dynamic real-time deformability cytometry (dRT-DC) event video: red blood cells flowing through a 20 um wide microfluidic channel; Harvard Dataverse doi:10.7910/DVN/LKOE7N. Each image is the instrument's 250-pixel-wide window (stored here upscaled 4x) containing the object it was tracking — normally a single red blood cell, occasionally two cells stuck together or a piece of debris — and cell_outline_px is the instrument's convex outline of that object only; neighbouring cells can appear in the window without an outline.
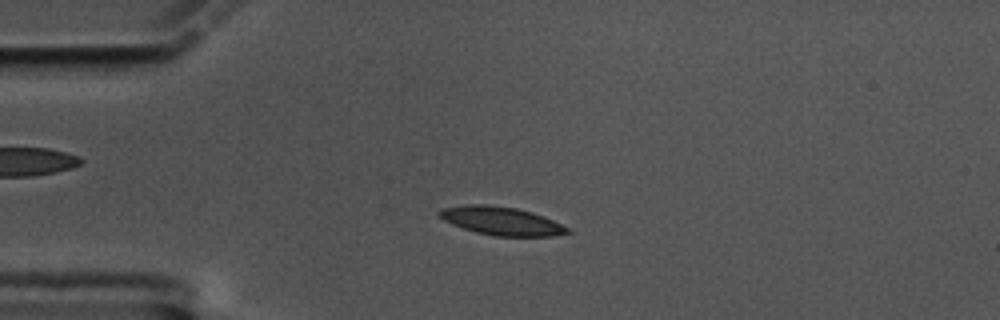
{"species": "common noctule bat (a hibernating species)", "species_latin": "Nyctalus noctula", "temperature_condition": "cold", "stored_images_in_passage": 59, "camera_frame_rate_fps": 3000, "um_per_image_px": 0.085, "animal": {"sex": "male", "body_mass_g": 17.5, "forearm_length_mm": 52.3}, "frame": {"image": 1, "passage_image": 14, "time_ms": 4.333, "image_size_px": [1000, 320], "cell_outline_px": [[572, 232], [552, 236], [496, 236], [476, 232], [452, 224], [436, 216], [436, 212], [440, 208], [464, 204], [484, 204], [516, 208], [532, 212], [552, 220], [568, 228]], "centroid_in_image_um": [42.54, 18.77], "position_along_channel_um": 42.5, "area_um2": 21.15}}
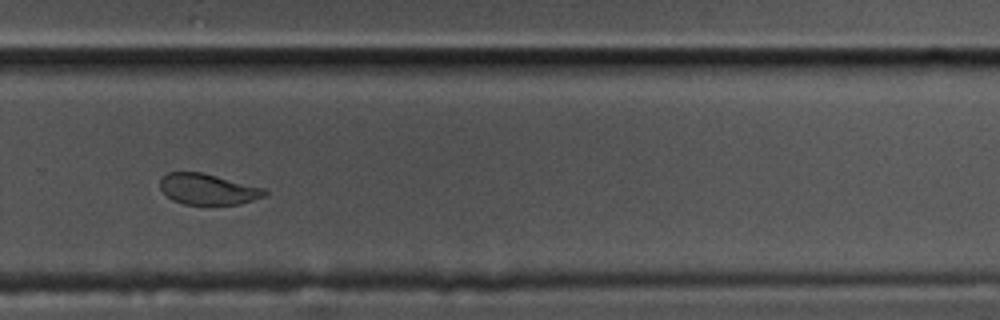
{"frame": {"image": 2, "passage_image": 40, "time_ms": 13.0, "image_size_px": [1000, 320], "cell_outline_px": [[268, 192], [264, 196], [240, 204], [184, 204], [172, 200], [160, 188], [160, 180], [168, 172], [200, 172], [264, 188]], "centroid_in_image_um": [17.66, 16.08], "position_along_channel_um": 312.1, "area_um2": 18.5}}
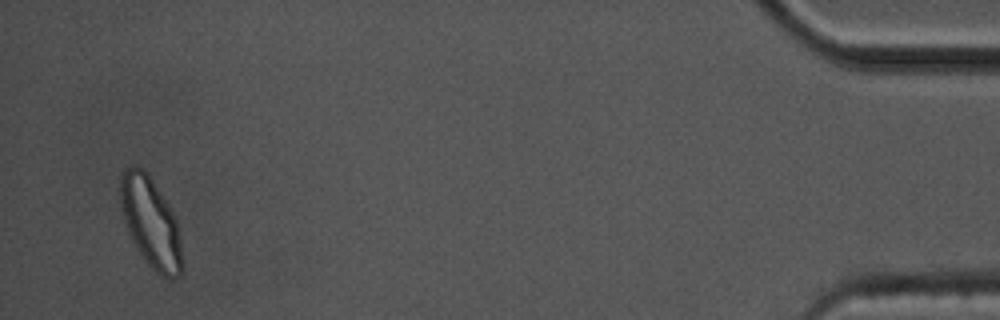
{"frame": {"image": 3, "passage_image": 57, "time_ms": 18.667, "image_size_px": [1000, 320], "cell_outline_px": [[180, 276], [172, 280], [168, 280], [156, 272], [144, 260], [132, 240], [124, 220], [120, 204], [120, 172], [124, 168], [140, 168], [148, 172], [176, 216], [180, 240]], "centroid_in_image_um": [12.79, 18.89], "position_along_channel_um": 422.4, "area_um2": 32.25}, "authors_computed_cell_mechanics": {"area_um2": 20.519, "velocity_mm_per_s": 3.3779, "shape_relaxation_time_tau1_ms": 3.2436, "shape_relaxation_time_tau2_ms": 1.9256, "deformation_change_tau1": 0.1484, "deformation_change_tau2": 0.0628}}